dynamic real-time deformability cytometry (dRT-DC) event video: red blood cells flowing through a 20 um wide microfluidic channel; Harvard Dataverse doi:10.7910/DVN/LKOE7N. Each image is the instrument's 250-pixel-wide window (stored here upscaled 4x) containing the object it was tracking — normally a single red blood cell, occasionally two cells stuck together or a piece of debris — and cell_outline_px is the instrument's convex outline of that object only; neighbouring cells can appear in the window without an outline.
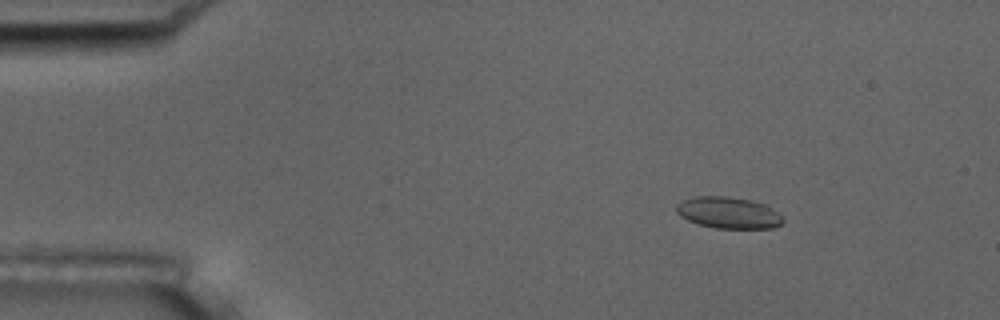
{"species": "common noctule bat (a hibernating species)", "species_latin": "Nyctalus noctula", "temperature_condition": "room temperature", "stored_images_in_passage": 51, "camera_frame_rate_fps": 3000, "um_per_image_px": 0.085, "animal": {"sex": "male", "body_mass_g": 17.5, "forearm_length_mm": 52.3}, "frame": {"image": 1, "passage_image": 4, "time_ms": 1.0, "image_size_px": [1000, 320], "cell_outline_px": [[784, 220], [780, 224], [772, 228], [716, 228], [700, 224], [688, 220], [680, 216], [676, 212], [676, 204], [680, 200], [692, 196], [728, 196], [752, 200], [764, 204], [772, 208]], "centroid_in_image_um": [61.86, 18.06], "position_along_channel_um": 23.1, "area_um2": 19.59}}
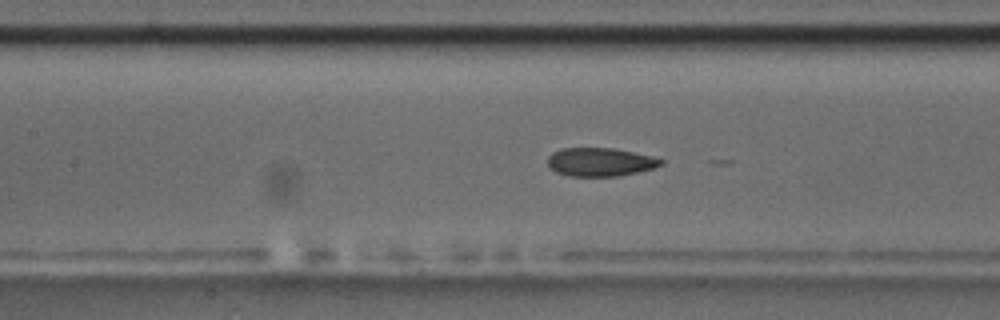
{"frame": {"image": 2, "passage_image": 21, "time_ms": 6.667, "image_size_px": [1000, 320], "cell_outline_px": [[664, 164], [652, 168], [636, 172], [616, 176], [568, 176], [556, 172], [548, 164], [548, 156], [552, 152], [560, 148], [612, 148], [652, 156], [664, 160]], "centroid_in_image_um": [50.99, 13.76], "position_along_channel_um": 156.4, "area_um2": 18.67}}
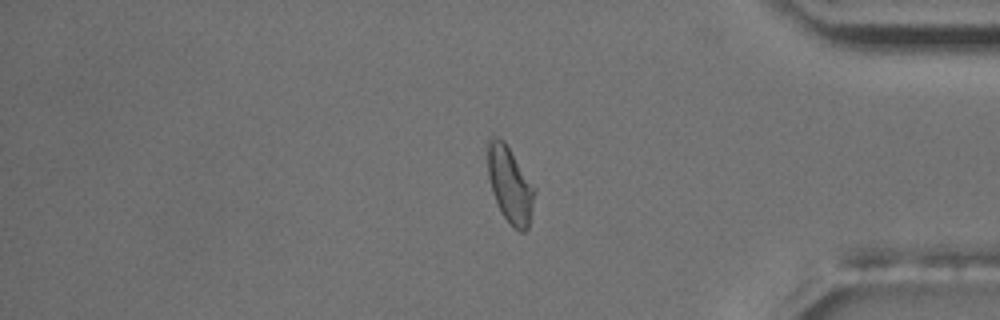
{"frame": {"image": 3, "passage_image": 42, "time_ms": 13.667, "image_size_px": [1000, 320], "cell_outline_px": [[536, 188], [528, 228], [524, 232], [520, 232], [504, 216], [492, 192], [488, 176], [484, 144], [492, 136], [496, 136], [504, 140]], "centroid_in_image_um": [43.31, 15.59], "position_along_channel_um": 391.9, "area_um2": 20.98}, "authors_computed_cell_mechanics": {"area_um2": 19.652, "velocity_mm_per_s": 3.696, "shape_relaxation_time_tau1_ms": 10.6353, "shape_relaxation_time_tau2_ms": 1.618, "deformation_change_tau1": 0.1902, "deformation_change_tau2": 0.06}}